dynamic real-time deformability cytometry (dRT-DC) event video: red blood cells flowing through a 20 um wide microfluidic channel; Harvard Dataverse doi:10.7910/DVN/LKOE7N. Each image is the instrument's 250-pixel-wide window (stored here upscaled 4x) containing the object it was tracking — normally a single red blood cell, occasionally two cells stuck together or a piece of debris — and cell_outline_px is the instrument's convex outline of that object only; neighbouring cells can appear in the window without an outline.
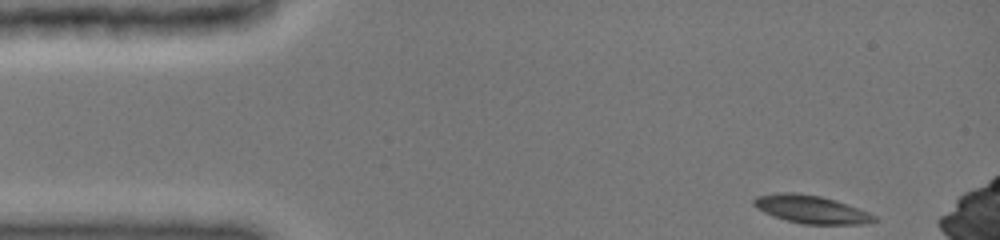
{"species": "common noctule bat (a hibernating species)", "species_latin": "Nyctalus noctula", "temperature_condition": "cold", "stored_images_in_passage": 4, "camera_frame_rate_fps": 3000, "um_per_image_px": 0.085, "animal": {"sex": "female", "body_mass_g": 19.0, "forearm_length_mm": 51.5}, "frame": {"image": 1, "passage_image": 1, "time_ms": 0.0, "image_size_px": [1000, 240], "cell_outline_px": [[880, 220], [860, 224], [804, 224], [788, 220], [764, 212], [756, 208], [752, 204], [752, 200], [756, 196], [776, 192], [796, 192], [820, 196], [836, 200], [868, 212], [876, 216]], "centroid_in_image_um": [68.93, 17.78], "position_along_channel_um": 16.1, "area_um2": 19.59}}
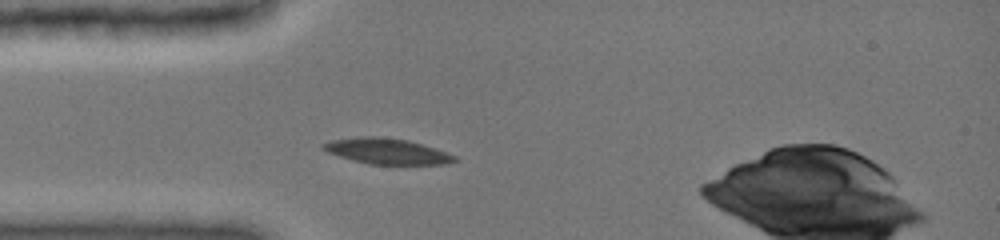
{"frame": {"image": 2, "passage_image": 4, "time_ms": 3.0, "image_size_px": [1000, 240], "cell_outline_px": [[460, 160], [444, 164], [368, 164], [352, 160], [328, 152], [320, 148], [320, 144], [332, 140], [360, 136], [376, 136], [408, 140], [436, 148], [456, 156]], "centroid_in_image_um": [32.88, 12.85], "position_along_channel_um": 52.1, "area_um2": 19.71}}